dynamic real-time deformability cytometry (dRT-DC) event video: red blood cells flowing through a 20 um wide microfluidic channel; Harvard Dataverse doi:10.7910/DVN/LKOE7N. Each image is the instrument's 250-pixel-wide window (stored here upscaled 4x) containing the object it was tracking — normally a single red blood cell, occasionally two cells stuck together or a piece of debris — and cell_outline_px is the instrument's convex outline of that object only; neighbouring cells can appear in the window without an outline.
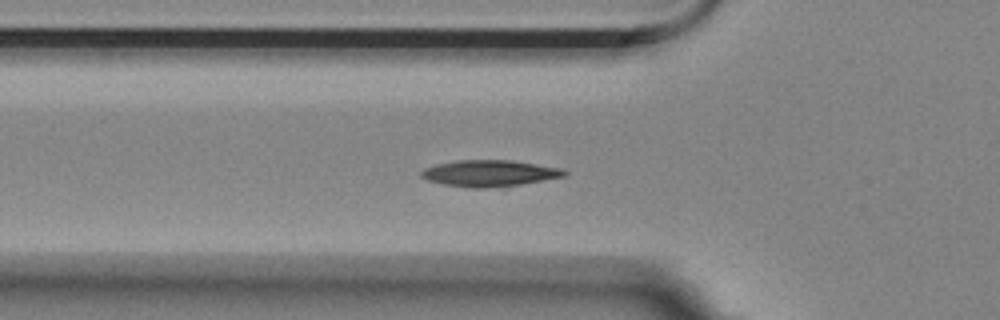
{"species": "Egyptian fruit bat (a non-hibernating species)", "species_latin": "Rousettus aegyptiacus", "temperature_condition": "room temperature", "stored_images_in_passage": 34, "camera_frame_rate_fps": 3000, "um_per_image_px": 0.085, "animal": {"sex": "female"}, "frame": {"image": 1, "passage_image": 2, "time_ms": 0.333, "image_size_px": [1000, 320], "cell_outline_px": [[568, 176], [520, 184], [484, 188], [468, 188], [444, 184], [428, 180], [420, 176], [420, 172], [424, 168], [436, 164], [456, 160], [512, 160], [564, 168], [568, 172]], "centroid_in_image_um": [41.64, 14.72], "position_along_channel_um": 84.2, "area_um2": 22.14}}
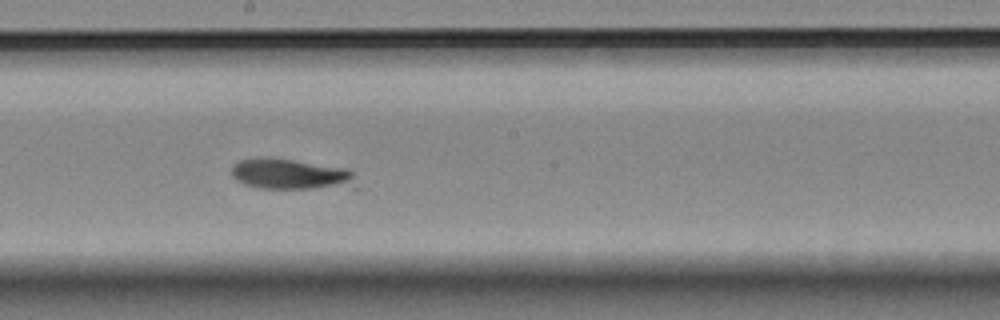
{"frame": {"image": 2, "passage_image": 14, "time_ms": 4.333, "image_size_px": [1000, 320], "cell_outline_px": [[360, 188], [256, 188], [244, 184], [236, 180], [232, 176], [232, 168], [240, 160], [264, 156], [348, 168], [352, 172]], "centroid_in_image_um": [24.77, 14.82], "position_along_channel_um": 223.4, "area_um2": 22.54}}
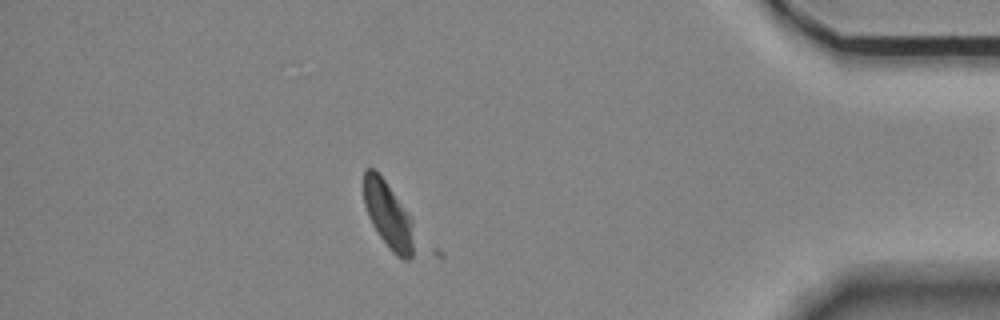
{"frame": {"image": 3, "passage_image": 33, "time_ms": 10.667, "image_size_px": [1000, 320], "cell_outline_px": [[412, 256], [408, 260], [404, 260], [396, 256], [388, 248], [372, 224], [364, 204], [364, 172], [368, 168], [372, 168], [384, 180], [412, 220]], "centroid_in_image_um": [32.97, 18.31], "position_along_channel_um": 402.2, "area_um2": 18.79}}